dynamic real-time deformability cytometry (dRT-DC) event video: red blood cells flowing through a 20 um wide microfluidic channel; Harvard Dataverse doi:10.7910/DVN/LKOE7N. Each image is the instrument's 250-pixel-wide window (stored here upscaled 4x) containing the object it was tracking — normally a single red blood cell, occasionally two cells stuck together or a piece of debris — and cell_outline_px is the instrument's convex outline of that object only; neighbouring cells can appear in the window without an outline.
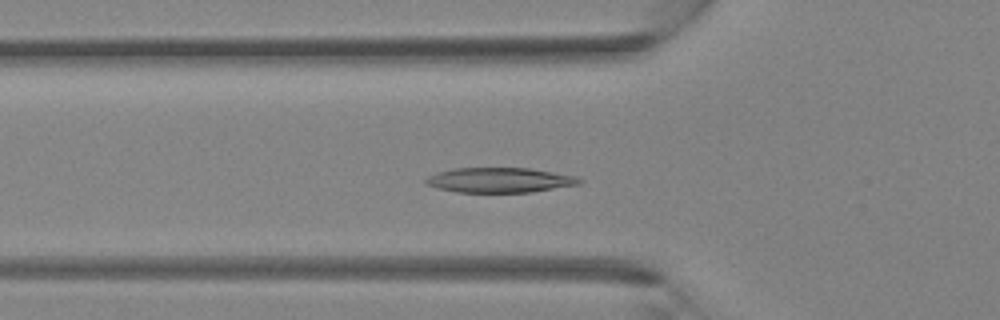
{"species": "Egyptian fruit bat (a non-hibernating species)", "species_latin": "Rousettus aegyptiacus", "temperature_condition": "room temperature", "stored_images_in_passage": 38, "camera_frame_rate_fps": 3000, "um_per_image_px": 0.085, "animal": {"sex": "female"}, "frame": {"image": 1, "passage_image": 12, "time_ms": 3.667, "image_size_px": [1000, 320], "cell_outline_px": [[580, 184], [532, 192], [456, 192], [424, 184], [424, 180], [428, 176], [440, 172], [456, 168], [528, 168], [576, 176], [580, 180]], "centroid_in_image_um": [42.46, 15.31], "position_along_channel_um": 83.3, "area_um2": 22.02}}
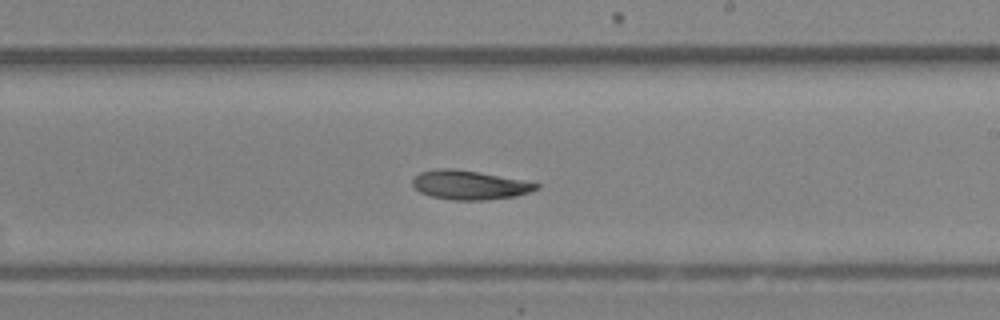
{"frame": {"image": 2, "passage_image": 22, "time_ms": 7.0, "image_size_px": [1000, 320], "cell_outline_px": [[540, 188], [516, 196], [484, 200], [452, 200], [432, 196], [420, 192], [412, 184], [412, 180], [420, 172], [436, 168], [452, 168], [524, 180], [540, 184]], "centroid_in_image_um": [39.91, 15.72], "position_along_channel_um": 249.1, "area_um2": 20.81}}
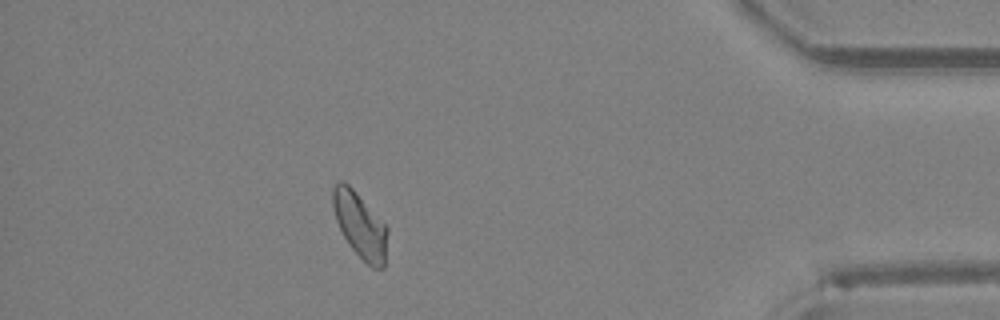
{"frame": {"image": 3, "passage_image": 34, "time_ms": 11.0, "image_size_px": [1000, 320], "cell_outline_px": [[388, 232], [384, 268], [372, 268], [348, 244], [336, 220], [332, 208], [332, 188], [340, 180], [344, 180], [356, 192], [388, 228]], "centroid_in_image_um": [30.59, 19.13], "position_along_channel_um": 404.6, "area_um2": 20.63}}